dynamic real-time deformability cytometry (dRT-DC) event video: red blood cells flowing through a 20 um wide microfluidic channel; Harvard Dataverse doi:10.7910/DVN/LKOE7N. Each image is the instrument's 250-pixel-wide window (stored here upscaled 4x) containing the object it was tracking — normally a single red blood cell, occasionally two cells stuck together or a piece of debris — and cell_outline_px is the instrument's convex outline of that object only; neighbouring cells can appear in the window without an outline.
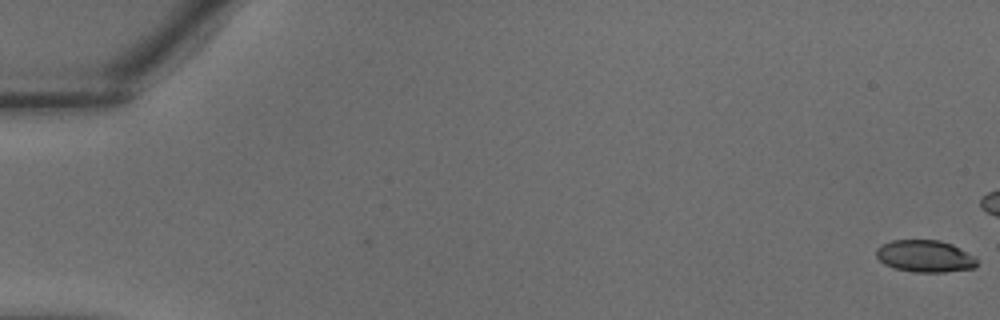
{"species": "common noctule bat (a hibernating species)", "species_latin": "Nyctalus noctula", "temperature_condition": "warm", "stored_images_in_passage": 27, "camera_frame_rate_fps": 3000, "um_per_image_px": 0.085, "animal": {"sex": "male", "body_mass_g": 18.8}, "frame": {"image": 1, "passage_image": 1, "time_ms": 0.0, "image_size_px": [1000, 320], "cell_outline_px": [[976, 268], [944, 272], [912, 272], [896, 268], [884, 264], [876, 256], [876, 248], [880, 244], [892, 240], [940, 240], [952, 244], [976, 256]], "centroid_in_image_um": [78.62, 21.77], "position_along_channel_um": 6.4, "area_um2": 18.96}}
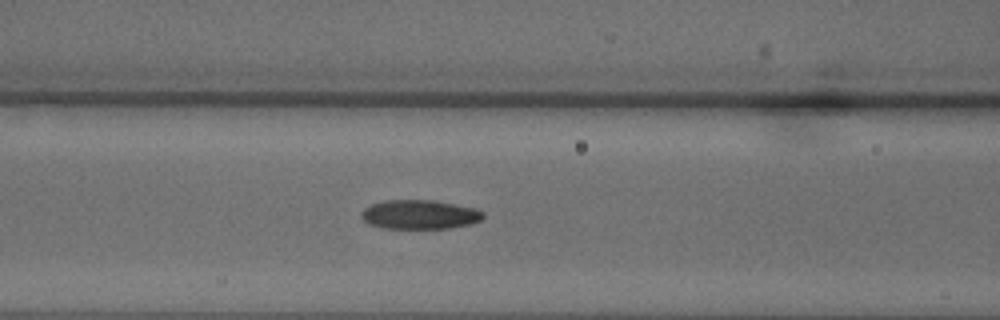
{"frame": {"image": 2, "passage_image": 17, "time_ms": 5.333, "image_size_px": [1000, 320], "cell_outline_px": [[484, 216], [480, 220], [468, 224], [452, 228], [384, 228], [368, 224], [360, 216], [360, 212], [364, 208], [372, 204], [384, 200], [432, 200], [476, 208], [484, 212]], "centroid_in_image_um": [35.64, 18.23], "position_along_channel_um": 131.0, "area_um2": 20.69}}
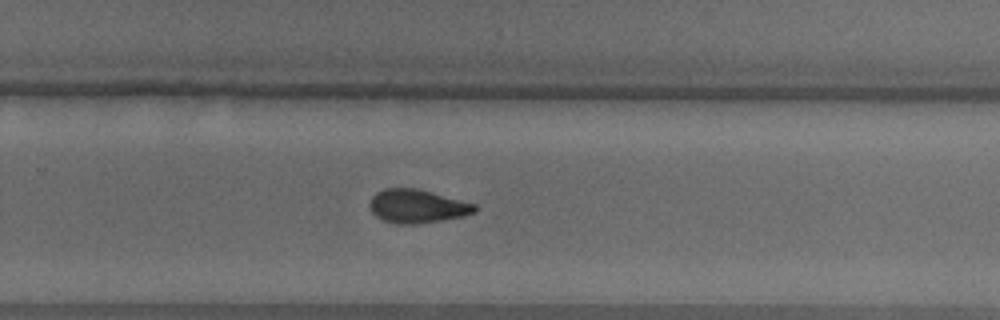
{"frame": {"image": 3, "passage_image": 26, "time_ms": 8.333, "image_size_px": [1000, 320], "cell_outline_px": [[476, 212], [464, 216], [420, 224], [396, 224], [384, 220], [376, 216], [372, 212], [368, 204], [372, 196], [376, 192], [384, 188], [416, 188], [476, 204]], "centroid_in_image_um": [35.44, 17.53], "position_along_channel_um": 294.4, "area_um2": 20.58}}